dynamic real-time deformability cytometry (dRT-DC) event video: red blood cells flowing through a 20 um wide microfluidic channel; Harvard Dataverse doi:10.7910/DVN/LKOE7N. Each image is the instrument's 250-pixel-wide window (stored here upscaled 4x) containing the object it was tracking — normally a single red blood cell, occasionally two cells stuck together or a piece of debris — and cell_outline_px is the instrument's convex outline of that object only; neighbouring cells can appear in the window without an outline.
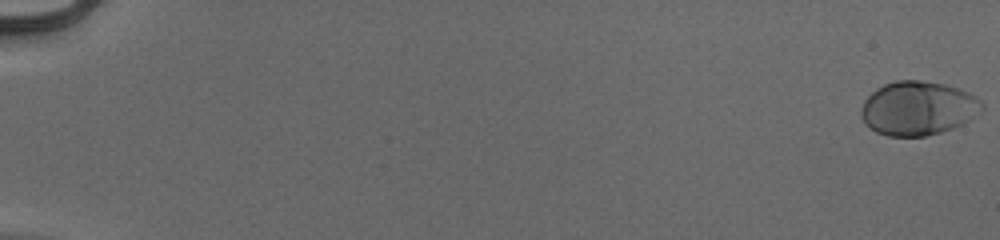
{"species": "human", "species_latin": "Homo sapiens", "temperature_condition": "cold", "stored_images_in_passage": 55, "camera_frame_rate_fps": 3000, "um_per_image_px": 0.085, "donor": {"sex": "male"}, "frame": {"image": 1, "passage_image": 1, "time_ms": 0.0, "image_size_px": [1000, 240], "cell_outline_px": [[984, 108], [968, 120], [952, 128], [940, 132], [924, 136], [888, 136], [876, 132], [864, 124], [860, 116], [860, 108], [864, 100], [876, 88], [884, 84], [896, 80], [920, 80], [944, 84], [960, 88], [976, 96], [984, 104]], "centroid_in_image_um": [77.99, 9.19], "position_along_channel_um": 7.0, "area_um2": 38.15}}
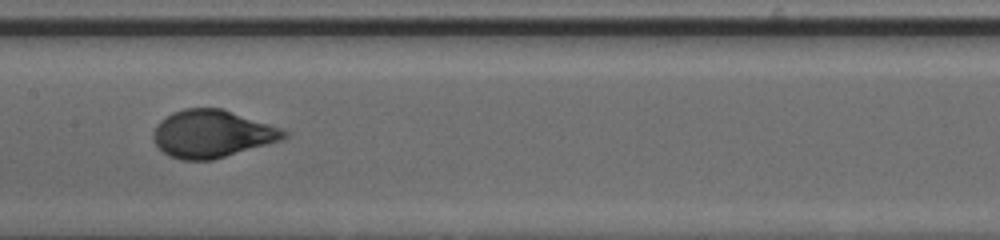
{"frame": {"image": 2, "passage_image": 31, "time_ms": 10.0, "image_size_px": [1000, 240], "cell_outline_px": [[288, 136], [280, 140], [268, 144], [212, 160], [180, 160], [168, 156], [156, 144], [152, 136], [152, 132], [156, 124], [160, 120], [172, 112], [184, 108], [220, 108], [280, 128], [288, 132]], "centroid_in_image_um": [17.97, 11.38], "position_along_channel_um": 189.4, "area_um2": 35.95}}
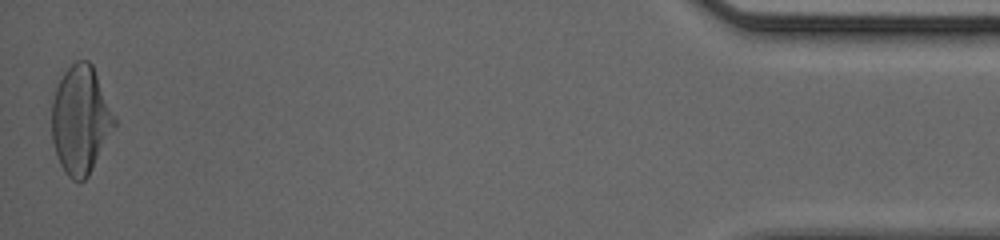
{"frame": {"image": 3, "passage_image": 55, "time_ms": 18.0, "image_size_px": [1000, 240], "cell_outline_px": [[116, 124], [88, 176], [84, 180], [72, 180], [68, 176], [60, 164], [52, 140], [52, 100], [56, 88], [64, 72], [76, 60], [88, 60], [92, 64], [116, 120]], "centroid_in_image_um": [6.84, 10.18], "position_along_channel_um": 428.4, "area_um2": 38.84}, "authors_computed_cell_mechanics": {"area_um2": 36.703, "velocity_mm_per_s": 3.9536, "shape_relaxation_time_tau1_ms": 2.9952, "shape_relaxation_time_tau2_ms": null, "deformation_change_tau1": 0.1827, "deformation_change_tau2": null}}